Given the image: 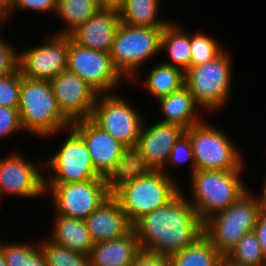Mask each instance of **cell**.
Returning a JSON list of instances; mask_svg holds the SVG:
<instances>
[{"mask_svg":"<svg viewBox=\"0 0 266 266\" xmlns=\"http://www.w3.org/2000/svg\"><path fill=\"white\" fill-rule=\"evenodd\" d=\"M183 195L180 191L166 205L132 225L142 251L171 256L204 234V222Z\"/></svg>","mask_w":266,"mask_h":266,"instance_id":"obj_1","label":"cell"},{"mask_svg":"<svg viewBox=\"0 0 266 266\" xmlns=\"http://www.w3.org/2000/svg\"><path fill=\"white\" fill-rule=\"evenodd\" d=\"M18 111L22 129L42 137L72 124L60 111L50 81L22 74Z\"/></svg>","mask_w":266,"mask_h":266,"instance_id":"obj_2","label":"cell"},{"mask_svg":"<svg viewBox=\"0 0 266 266\" xmlns=\"http://www.w3.org/2000/svg\"><path fill=\"white\" fill-rule=\"evenodd\" d=\"M248 191L204 222V234L222 256H227L246 233L254 231L260 206L258 198Z\"/></svg>","mask_w":266,"mask_h":266,"instance_id":"obj_3","label":"cell"},{"mask_svg":"<svg viewBox=\"0 0 266 266\" xmlns=\"http://www.w3.org/2000/svg\"><path fill=\"white\" fill-rule=\"evenodd\" d=\"M180 191L165 171H150L146 176L120 187L112 197L133 225L143 215L166 205Z\"/></svg>","mask_w":266,"mask_h":266,"instance_id":"obj_4","label":"cell"},{"mask_svg":"<svg viewBox=\"0 0 266 266\" xmlns=\"http://www.w3.org/2000/svg\"><path fill=\"white\" fill-rule=\"evenodd\" d=\"M240 172L241 170L193 172L194 201L189 202L203 222L230 207L247 191L240 179Z\"/></svg>","mask_w":266,"mask_h":266,"instance_id":"obj_5","label":"cell"},{"mask_svg":"<svg viewBox=\"0 0 266 266\" xmlns=\"http://www.w3.org/2000/svg\"><path fill=\"white\" fill-rule=\"evenodd\" d=\"M163 28L119 23L110 56L123 77L125 75L129 80L132 79L136 68L161 50Z\"/></svg>","mask_w":266,"mask_h":266,"instance_id":"obj_6","label":"cell"},{"mask_svg":"<svg viewBox=\"0 0 266 266\" xmlns=\"http://www.w3.org/2000/svg\"><path fill=\"white\" fill-rule=\"evenodd\" d=\"M230 62L229 54L223 51L211 61L191 66L185 72V86L198 106L215 110L225 104L231 88Z\"/></svg>","mask_w":266,"mask_h":266,"instance_id":"obj_7","label":"cell"},{"mask_svg":"<svg viewBox=\"0 0 266 266\" xmlns=\"http://www.w3.org/2000/svg\"><path fill=\"white\" fill-rule=\"evenodd\" d=\"M189 136L196 170H242L239 151L222 131L200 122L185 130Z\"/></svg>","mask_w":266,"mask_h":266,"instance_id":"obj_8","label":"cell"},{"mask_svg":"<svg viewBox=\"0 0 266 266\" xmlns=\"http://www.w3.org/2000/svg\"><path fill=\"white\" fill-rule=\"evenodd\" d=\"M47 189L51 191L58 215L82 220L111 197L104 178L78 183L45 184Z\"/></svg>","mask_w":266,"mask_h":266,"instance_id":"obj_9","label":"cell"},{"mask_svg":"<svg viewBox=\"0 0 266 266\" xmlns=\"http://www.w3.org/2000/svg\"><path fill=\"white\" fill-rule=\"evenodd\" d=\"M138 113L114 94H99L90 119L124 146H136L143 124Z\"/></svg>","mask_w":266,"mask_h":266,"instance_id":"obj_10","label":"cell"},{"mask_svg":"<svg viewBox=\"0 0 266 266\" xmlns=\"http://www.w3.org/2000/svg\"><path fill=\"white\" fill-rule=\"evenodd\" d=\"M67 70L78 75L99 94H109L123 78L113 65L110 53L83 47L72 39L68 48Z\"/></svg>","mask_w":266,"mask_h":266,"instance_id":"obj_11","label":"cell"},{"mask_svg":"<svg viewBox=\"0 0 266 266\" xmlns=\"http://www.w3.org/2000/svg\"><path fill=\"white\" fill-rule=\"evenodd\" d=\"M70 136L47 165L55 174L44 179V184H68L89 181L101 177L92 164L90 154L83 139L70 129Z\"/></svg>","mask_w":266,"mask_h":266,"instance_id":"obj_12","label":"cell"},{"mask_svg":"<svg viewBox=\"0 0 266 266\" xmlns=\"http://www.w3.org/2000/svg\"><path fill=\"white\" fill-rule=\"evenodd\" d=\"M70 35L57 34L48 44L19 55L18 69L24 77L51 81L68 68Z\"/></svg>","mask_w":266,"mask_h":266,"instance_id":"obj_13","label":"cell"},{"mask_svg":"<svg viewBox=\"0 0 266 266\" xmlns=\"http://www.w3.org/2000/svg\"><path fill=\"white\" fill-rule=\"evenodd\" d=\"M50 84L60 111L71 123L91 117L99 93L87 82L66 70Z\"/></svg>","mask_w":266,"mask_h":266,"instance_id":"obj_14","label":"cell"},{"mask_svg":"<svg viewBox=\"0 0 266 266\" xmlns=\"http://www.w3.org/2000/svg\"><path fill=\"white\" fill-rule=\"evenodd\" d=\"M70 128L83 139L95 171L105 177L126 146L102 130L90 118L72 122Z\"/></svg>","mask_w":266,"mask_h":266,"instance_id":"obj_15","label":"cell"},{"mask_svg":"<svg viewBox=\"0 0 266 266\" xmlns=\"http://www.w3.org/2000/svg\"><path fill=\"white\" fill-rule=\"evenodd\" d=\"M44 179L31 163L17 153L0 160V195L9 193L28 198L41 196L48 192L45 190Z\"/></svg>","mask_w":266,"mask_h":266,"instance_id":"obj_16","label":"cell"},{"mask_svg":"<svg viewBox=\"0 0 266 266\" xmlns=\"http://www.w3.org/2000/svg\"><path fill=\"white\" fill-rule=\"evenodd\" d=\"M142 124L136 147L152 171H162L168 162L172 147L185 132L182 127L158 122L149 128Z\"/></svg>","mask_w":266,"mask_h":266,"instance_id":"obj_17","label":"cell"},{"mask_svg":"<svg viewBox=\"0 0 266 266\" xmlns=\"http://www.w3.org/2000/svg\"><path fill=\"white\" fill-rule=\"evenodd\" d=\"M120 20L118 11L99 9L70 36L77 44L110 53Z\"/></svg>","mask_w":266,"mask_h":266,"instance_id":"obj_18","label":"cell"},{"mask_svg":"<svg viewBox=\"0 0 266 266\" xmlns=\"http://www.w3.org/2000/svg\"><path fill=\"white\" fill-rule=\"evenodd\" d=\"M84 222L94 244L121 238L132 229L126 213L112 196Z\"/></svg>","mask_w":266,"mask_h":266,"instance_id":"obj_19","label":"cell"},{"mask_svg":"<svg viewBox=\"0 0 266 266\" xmlns=\"http://www.w3.org/2000/svg\"><path fill=\"white\" fill-rule=\"evenodd\" d=\"M141 251L132 228L121 238L95 243L90 254L91 266H131Z\"/></svg>","mask_w":266,"mask_h":266,"instance_id":"obj_20","label":"cell"},{"mask_svg":"<svg viewBox=\"0 0 266 266\" xmlns=\"http://www.w3.org/2000/svg\"><path fill=\"white\" fill-rule=\"evenodd\" d=\"M150 171L152 170L147 166L138 148L127 146L104 177V181L112 196L120 187L146 176Z\"/></svg>","mask_w":266,"mask_h":266,"instance_id":"obj_21","label":"cell"},{"mask_svg":"<svg viewBox=\"0 0 266 266\" xmlns=\"http://www.w3.org/2000/svg\"><path fill=\"white\" fill-rule=\"evenodd\" d=\"M158 101H160L159 105L165 117L160 122L175 124L185 130L201 122L195 118L197 104L186 86H183L180 90L168 96L158 99Z\"/></svg>","mask_w":266,"mask_h":266,"instance_id":"obj_22","label":"cell"},{"mask_svg":"<svg viewBox=\"0 0 266 266\" xmlns=\"http://www.w3.org/2000/svg\"><path fill=\"white\" fill-rule=\"evenodd\" d=\"M52 240L76 252L90 256L94 247L84 220L57 216Z\"/></svg>","mask_w":266,"mask_h":266,"instance_id":"obj_23","label":"cell"},{"mask_svg":"<svg viewBox=\"0 0 266 266\" xmlns=\"http://www.w3.org/2000/svg\"><path fill=\"white\" fill-rule=\"evenodd\" d=\"M221 257L205 234L181 252L169 256L171 266H218Z\"/></svg>","mask_w":266,"mask_h":266,"instance_id":"obj_24","label":"cell"},{"mask_svg":"<svg viewBox=\"0 0 266 266\" xmlns=\"http://www.w3.org/2000/svg\"><path fill=\"white\" fill-rule=\"evenodd\" d=\"M146 80L148 92L160 99L185 86V72L164 62L151 69Z\"/></svg>","mask_w":266,"mask_h":266,"instance_id":"obj_25","label":"cell"},{"mask_svg":"<svg viewBox=\"0 0 266 266\" xmlns=\"http://www.w3.org/2000/svg\"><path fill=\"white\" fill-rule=\"evenodd\" d=\"M190 47V35L183 33L176 24L168 23L163 28L160 48L166 49L170 60H172L166 64L180 67L186 72L191 67Z\"/></svg>","mask_w":266,"mask_h":266,"instance_id":"obj_26","label":"cell"},{"mask_svg":"<svg viewBox=\"0 0 266 266\" xmlns=\"http://www.w3.org/2000/svg\"><path fill=\"white\" fill-rule=\"evenodd\" d=\"M159 0H126L120 20L131 26L165 27L169 22L157 21Z\"/></svg>","mask_w":266,"mask_h":266,"instance_id":"obj_27","label":"cell"},{"mask_svg":"<svg viewBox=\"0 0 266 266\" xmlns=\"http://www.w3.org/2000/svg\"><path fill=\"white\" fill-rule=\"evenodd\" d=\"M100 9L98 0H58L57 14L65 20L67 29L59 32L70 35Z\"/></svg>","mask_w":266,"mask_h":266,"instance_id":"obj_28","label":"cell"},{"mask_svg":"<svg viewBox=\"0 0 266 266\" xmlns=\"http://www.w3.org/2000/svg\"><path fill=\"white\" fill-rule=\"evenodd\" d=\"M7 266H47L42 247L31 244H1Z\"/></svg>","mask_w":266,"mask_h":266,"instance_id":"obj_29","label":"cell"},{"mask_svg":"<svg viewBox=\"0 0 266 266\" xmlns=\"http://www.w3.org/2000/svg\"><path fill=\"white\" fill-rule=\"evenodd\" d=\"M227 257L242 266H264L266 261L254 231L246 233Z\"/></svg>","mask_w":266,"mask_h":266,"instance_id":"obj_30","label":"cell"},{"mask_svg":"<svg viewBox=\"0 0 266 266\" xmlns=\"http://www.w3.org/2000/svg\"><path fill=\"white\" fill-rule=\"evenodd\" d=\"M47 266H91L90 256L71 250L53 241L42 242Z\"/></svg>","mask_w":266,"mask_h":266,"instance_id":"obj_31","label":"cell"},{"mask_svg":"<svg viewBox=\"0 0 266 266\" xmlns=\"http://www.w3.org/2000/svg\"><path fill=\"white\" fill-rule=\"evenodd\" d=\"M191 66L202 65L219 56L223 51L218 43L205 34L190 36Z\"/></svg>","mask_w":266,"mask_h":266,"instance_id":"obj_32","label":"cell"},{"mask_svg":"<svg viewBox=\"0 0 266 266\" xmlns=\"http://www.w3.org/2000/svg\"><path fill=\"white\" fill-rule=\"evenodd\" d=\"M21 88V73L18 69L12 74L0 77V106L17 108Z\"/></svg>","mask_w":266,"mask_h":266,"instance_id":"obj_33","label":"cell"},{"mask_svg":"<svg viewBox=\"0 0 266 266\" xmlns=\"http://www.w3.org/2000/svg\"><path fill=\"white\" fill-rule=\"evenodd\" d=\"M189 159L193 161V173L196 170L194 153L190 138L184 132L176 141L175 145L172 147L168 162L174 164L175 166L176 164L188 162Z\"/></svg>","mask_w":266,"mask_h":266,"instance_id":"obj_34","label":"cell"},{"mask_svg":"<svg viewBox=\"0 0 266 266\" xmlns=\"http://www.w3.org/2000/svg\"><path fill=\"white\" fill-rule=\"evenodd\" d=\"M22 130L17 108L0 106V137Z\"/></svg>","mask_w":266,"mask_h":266,"instance_id":"obj_35","label":"cell"},{"mask_svg":"<svg viewBox=\"0 0 266 266\" xmlns=\"http://www.w3.org/2000/svg\"><path fill=\"white\" fill-rule=\"evenodd\" d=\"M18 61L19 55L15 49L0 38V77L17 71Z\"/></svg>","mask_w":266,"mask_h":266,"instance_id":"obj_36","label":"cell"},{"mask_svg":"<svg viewBox=\"0 0 266 266\" xmlns=\"http://www.w3.org/2000/svg\"><path fill=\"white\" fill-rule=\"evenodd\" d=\"M58 0H16L13 8L1 19H7V17L15 7H20L22 9H31L39 12L55 11L57 10Z\"/></svg>","mask_w":266,"mask_h":266,"instance_id":"obj_37","label":"cell"},{"mask_svg":"<svg viewBox=\"0 0 266 266\" xmlns=\"http://www.w3.org/2000/svg\"><path fill=\"white\" fill-rule=\"evenodd\" d=\"M131 266H171L169 256L141 251Z\"/></svg>","mask_w":266,"mask_h":266,"instance_id":"obj_38","label":"cell"},{"mask_svg":"<svg viewBox=\"0 0 266 266\" xmlns=\"http://www.w3.org/2000/svg\"><path fill=\"white\" fill-rule=\"evenodd\" d=\"M254 232L258 237L262 252L266 258V215L262 213L259 214Z\"/></svg>","mask_w":266,"mask_h":266,"instance_id":"obj_39","label":"cell"},{"mask_svg":"<svg viewBox=\"0 0 266 266\" xmlns=\"http://www.w3.org/2000/svg\"><path fill=\"white\" fill-rule=\"evenodd\" d=\"M100 9H108L120 12L125 6L126 0H98Z\"/></svg>","mask_w":266,"mask_h":266,"instance_id":"obj_40","label":"cell"},{"mask_svg":"<svg viewBox=\"0 0 266 266\" xmlns=\"http://www.w3.org/2000/svg\"><path fill=\"white\" fill-rule=\"evenodd\" d=\"M16 0H0V22L1 19L13 8Z\"/></svg>","mask_w":266,"mask_h":266,"instance_id":"obj_41","label":"cell"},{"mask_svg":"<svg viewBox=\"0 0 266 266\" xmlns=\"http://www.w3.org/2000/svg\"><path fill=\"white\" fill-rule=\"evenodd\" d=\"M261 197L258 198L259 206H260V213L266 215V180L263 187V192L260 195Z\"/></svg>","mask_w":266,"mask_h":266,"instance_id":"obj_42","label":"cell"},{"mask_svg":"<svg viewBox=\"0 0 266 266\" xmlns=\"http://www.w3.org/2000/svg\"><path fill=\"white\" fill-rule=\"evenodd\" d=\"M218 266H242L241 264H237L233 262L230 258L227 256H222Z\"/></svg>","mask_w":266,"mask_h":266,"instance_id":"obj_43","label":"cell"},{"mask_svg":"<svg viewBox=\"0 0 266 266\" xmlns=\"http://www.w3.org/2000/svg\"><path fill=\"white\" fill-rule=\"evenodd\" d=\"M0 266H7L1 246H0Z\"/></svg>","mask_w":266,"mask_h":266,"instance_id":"obj_44","label":"cell"}]
</instances>
